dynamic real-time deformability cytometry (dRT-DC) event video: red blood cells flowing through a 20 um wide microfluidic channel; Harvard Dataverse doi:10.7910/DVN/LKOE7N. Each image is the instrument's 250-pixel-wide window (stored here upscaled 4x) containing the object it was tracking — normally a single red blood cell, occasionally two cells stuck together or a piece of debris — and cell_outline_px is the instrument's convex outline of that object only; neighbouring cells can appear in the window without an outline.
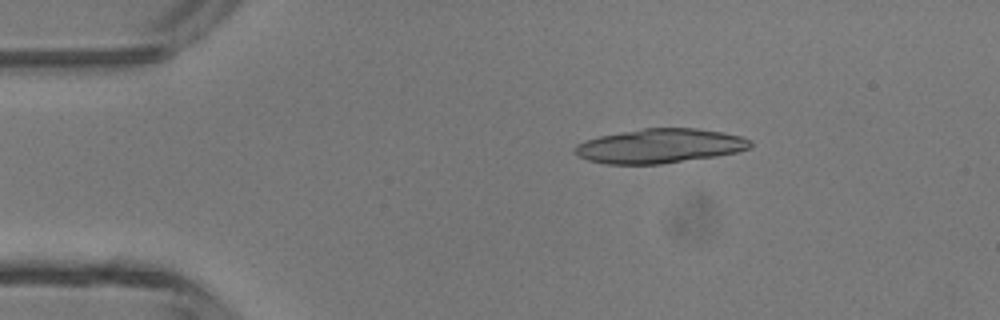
{"species": "common noctule bat (a hibernating species)", "species_latin": "Nyctalus noctula", "temperature_condition": "room temperature", "stored_images_in_passage": 46, "segment_of_instrument_passage": [1, 2], "camera_frame_rate_fps": 3000, "um_per_image_px": 0.085, "animal": {"sex": "male", "body_mass_g": 13.3}, "frame": {"image": 1, "passage_image": 8, "time_ms": 2.333, "image_size_px": [1000, 320], "cell_outline_px": [[752, 144], [748, 148], [736, 152], [716, 156], [660, 164], [604, 164], [588, 160], [572, 152], [572, 148], [576, 144], [584, 140], [600, 136], [644, 128], [696, 128], [724, 132], [740, 136], [752, 140]], "centroid_in_image_um": [56.05, 12.41], "position_along_channel_um": 28.9, "area_um2": 35.14}}